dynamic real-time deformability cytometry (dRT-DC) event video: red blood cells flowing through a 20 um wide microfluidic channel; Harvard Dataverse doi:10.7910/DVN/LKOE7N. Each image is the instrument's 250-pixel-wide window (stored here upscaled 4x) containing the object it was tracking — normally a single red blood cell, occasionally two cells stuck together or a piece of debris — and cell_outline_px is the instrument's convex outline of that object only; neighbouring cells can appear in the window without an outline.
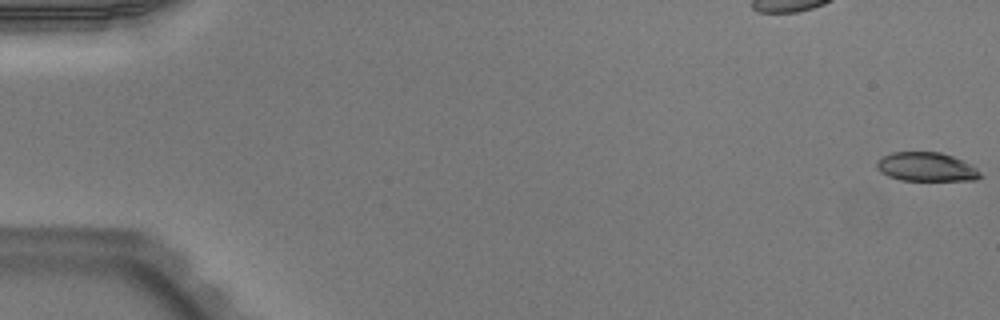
{"species": "Egyptian fruit bat (a non-hibernating species)", "species_latin": "Rousettus aegyptiacus", "temperature_condition": "warm", "stored_images_in_passage": 53, "camera_frame_rate_fps": 3000, "um_per_image_px": 0.085, "animal": {"sex": "male"}, "frame": {"image": 1, "passage_image": 1, "time_ms": 0.0, "image_size_px": [1000, 320], "cell_outline_px": [[984, 176], [976, 180], [900, 180], [888, 176], [880, 172], [876, 168], [876, 160], [892, 152], [940, 152], [964, 160], [972, 164]], "centroid_in_image_um": [78.75, 14.18], "position_along_channel_um": 6.2, "area_um2": 17.63}}
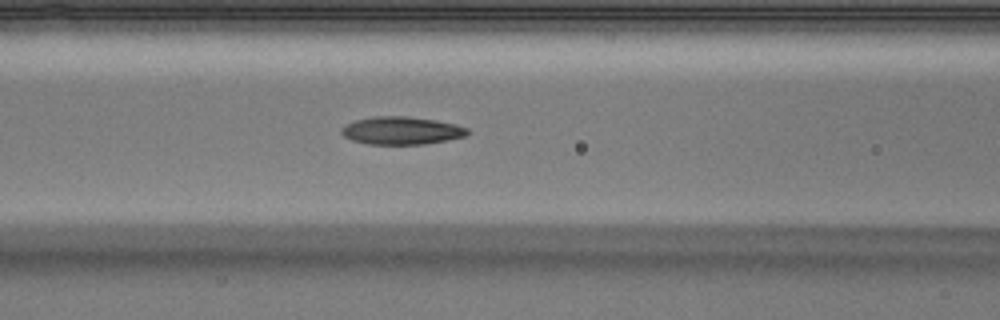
{"frame": {"image": 2, "passage_image": 23, "time_ms": 7.333, "image_size_px": [1000, 320], "cell_outline_px": [[468, 132], [464, 136], [448, 140], [424, 144], [368, 144], [352, 140], [344, 136], [340, 132], [340, 128], [344, 124], [356, 120], [372, 116], [408, 116], [436, 120], [456, 124], [468, 128]], "centroid_in_image_um": [34.09, 11.09], "position_along_channel_um": 132.5, "area_um2": 20.52}}
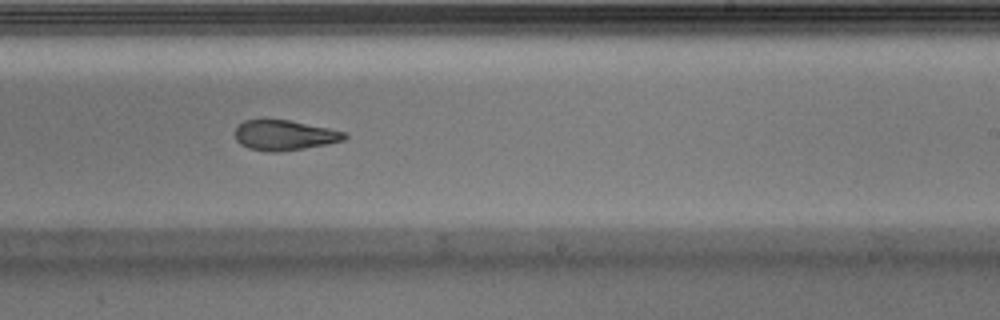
{"frame": {"image": 3, "passage_image": 33, "time_ms": 10.667, "image_size_px": [1000, 320], "cell_outline_px": [[348, 136], [344, 140], [328, 144], [280, 152], [268, 152], [248, 148], [240, 144], [236, 140], [236, 128], [244, 120], [288, 120], [348, 132]], "centroid_in_image_um": [24.2, 11.51], "position_along_channel_um": 264.8, "area_um2": 19.19}}